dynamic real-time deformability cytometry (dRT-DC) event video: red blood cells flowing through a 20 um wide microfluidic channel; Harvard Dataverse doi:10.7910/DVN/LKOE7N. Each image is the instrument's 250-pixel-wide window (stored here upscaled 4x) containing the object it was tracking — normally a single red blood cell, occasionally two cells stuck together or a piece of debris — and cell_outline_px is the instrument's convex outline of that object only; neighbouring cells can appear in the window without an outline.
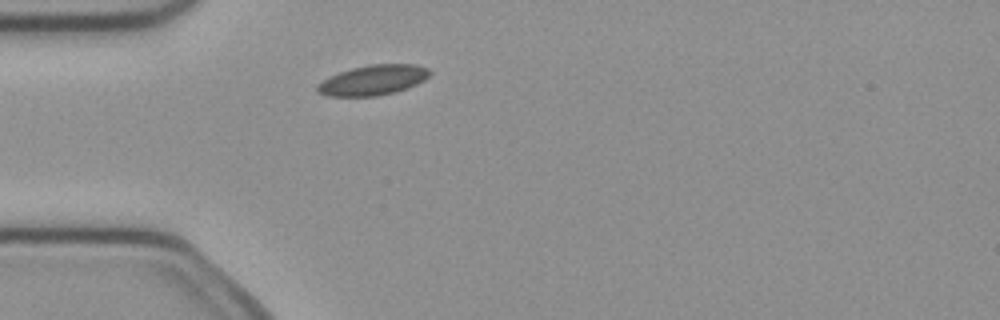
{"species": "common noctule bat (a hibernating species)", "species_latin": "Nyctalus noctula", "temperature_condition": "cold", "stored_images_in_passage": 1, "camera_frame_rate_fps": 3000, "um_per_image_px": 0.085, "animal": {"sex": "female", "body_mass_g": 21.9}, "frame": {"image": 1, "passage_image": 1, "time_ms": 0.0, "image_size_px": [1000, 320], "cell_outline_px": [[432, 72], [424, 80], [416, 84], [396, 92], [376, 96], [328, 96], [316, 92], [316, 84], [340, 72], [352, 68], [372, 64], [416, 64], [428, 68]], "centroid_in_image_um": [31.72, 6.81], "position_along_channel_um": 53.3, "area_um2": 19.65}}